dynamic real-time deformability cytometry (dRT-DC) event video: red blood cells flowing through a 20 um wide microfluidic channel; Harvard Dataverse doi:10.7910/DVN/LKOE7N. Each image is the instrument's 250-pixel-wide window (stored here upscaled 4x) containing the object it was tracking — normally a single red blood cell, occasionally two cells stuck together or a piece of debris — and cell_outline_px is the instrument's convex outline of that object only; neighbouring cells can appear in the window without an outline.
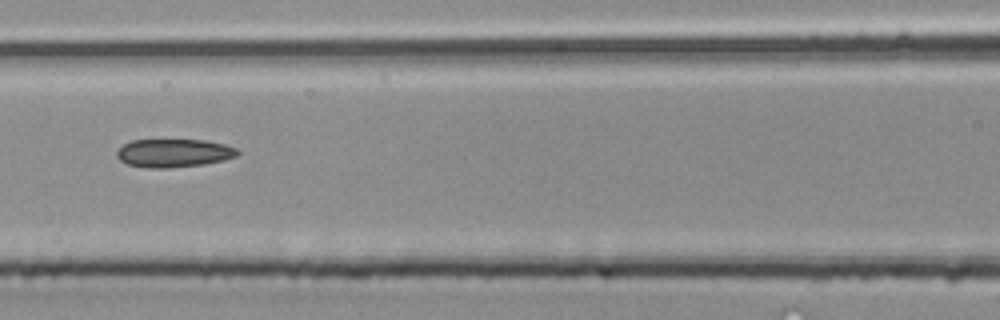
{"species": "common noctule bat (a hibernating species)", "species_latin": "Nyctalus noctula", "temperature_condition": "room temperature", "stored_images_in_passage": 7, "camera_frame_rate_fps": 3000, "um_per_image_px": 0.085, "animal": {"sex": "male", "body_mass_g": 20.4}, "frame": {"image": 1, "passage_image": 6, "time_ms": 1.667, "image_size_px": [1000, 320], "cell_outline_px": [[240, 152], [236, 156], [224, 160], [204, 164], [168, 168], [148, 168], [128, 164], [120, 160], [116, 156], [116, 152], [124, 144], [132, 140], [204, 140], [224, 144], [236, 148]], "centroid_in_image_um": [14.77, 13.01], "position_along_channel_um": 151.8, "area_um2": 19.83}}
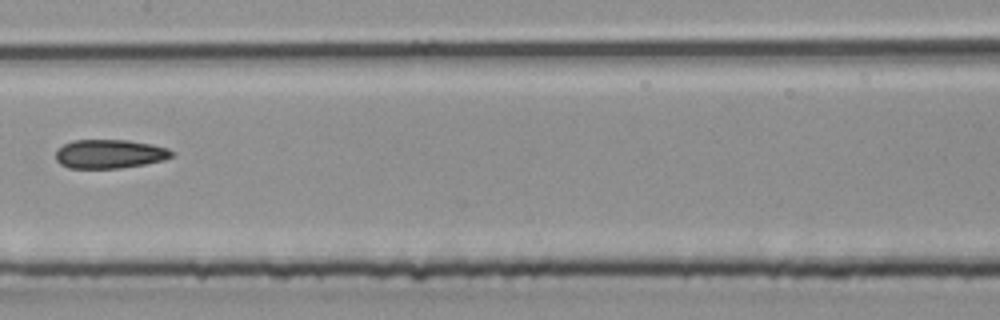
{"frame": {"image": 2, "passage_image": 7, "time_ms": 2.0, "image_size_px": [1000, 320], "cell_outline_px": [[172, 156], [164, 160], [144, 164], [120, 168], [68, 168], [60, 164], [56, 160], [56, 148], [72, 140], [128, 140], [152, 144], [168, 148], [172, 152]], "centroid_in_image_um": [9.28, 13.08], "position_along_channel_um": 198.1, "area_um2": 19.59}}